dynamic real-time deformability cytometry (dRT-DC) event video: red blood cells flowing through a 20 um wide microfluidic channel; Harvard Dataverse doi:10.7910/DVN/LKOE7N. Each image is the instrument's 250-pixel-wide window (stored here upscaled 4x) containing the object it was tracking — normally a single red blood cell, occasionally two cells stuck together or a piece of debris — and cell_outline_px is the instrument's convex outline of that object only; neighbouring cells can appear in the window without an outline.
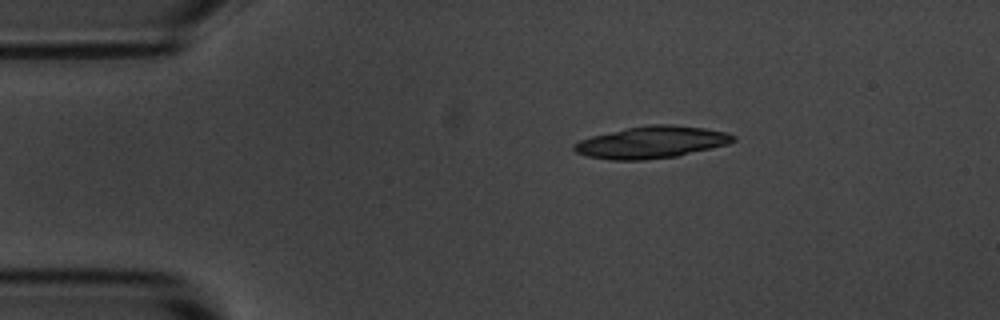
{"species": "common noctule bat (a hibernating species)", "species_latin": "Nyctalus noctula", "temperature_condition": "room temperature", "stored_images_in_passage": 4, "camera_frame_rate_fps": 3000, "um_per_image_px": 0.085, "animal": {"sex": "male", "body_mass_g": 20.1, "forearm_length_mm": 53.5}, "frame": {"image": 1, "passage_image": 1, "time_ms": 0.0, "image_size_px": [1000, 320], "cell_outline_px": [[736, 140], [728, 144], [676, 156], [644, 160], [612, 160], [588, 156], [576, 152], [572, 148], [572, 144], [580, 140], [592, 136], [628, 128], [652, 124], [672, 124], [704, 128], [724, 132], [736, 136]], "centroid_in_image_um": [55.37, 12.09], "position_along_channel_um": 29.6, "area_um2": 29.36}}